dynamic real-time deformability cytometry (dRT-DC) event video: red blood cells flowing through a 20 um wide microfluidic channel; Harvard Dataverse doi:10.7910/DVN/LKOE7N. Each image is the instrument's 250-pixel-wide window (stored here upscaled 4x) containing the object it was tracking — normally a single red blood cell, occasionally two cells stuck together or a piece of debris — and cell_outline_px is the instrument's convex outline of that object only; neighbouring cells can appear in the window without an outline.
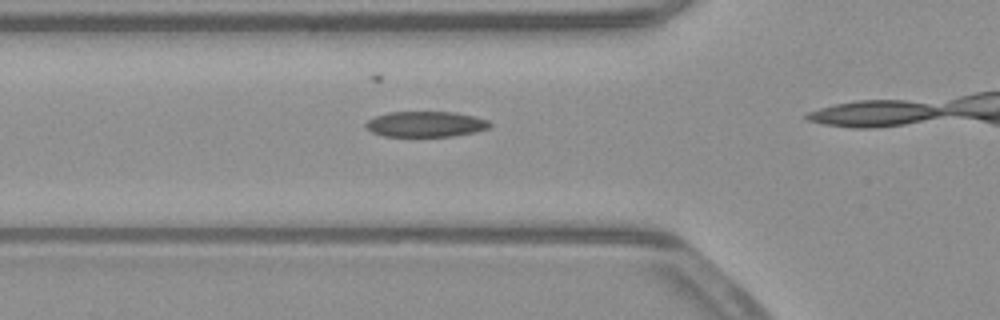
{"species": "common noctule bat (a hibernating species)", "species_latin": "Nyctalus noctula", "temperature_condition": "warm", "stored_images_in_passage": 16, "camera_frame_rate_fps": 3000, "um_per_image_px": 0.085, "animal": {"sex": "male", "body_mass_g": 23.1, "forearm_length_mm": 52.7}, "frame": {"image": 1, "passage_image": 12, "time_ms": 3.667, "image_size_px": [1000, 320], "cell_outline_px": [[492, 124], [488, 128], [476, 132], [452, 136], [384, 136], [372, 132], [364, 128], [364, 124], [368, 120], [376, 116], [388, 112], [452, 112], [472, 116], [488, 120]], "centroid_in_image_um": [36.15, 10.55], "position_along_channel_um": 89.6, "area_um2": 18.44}}